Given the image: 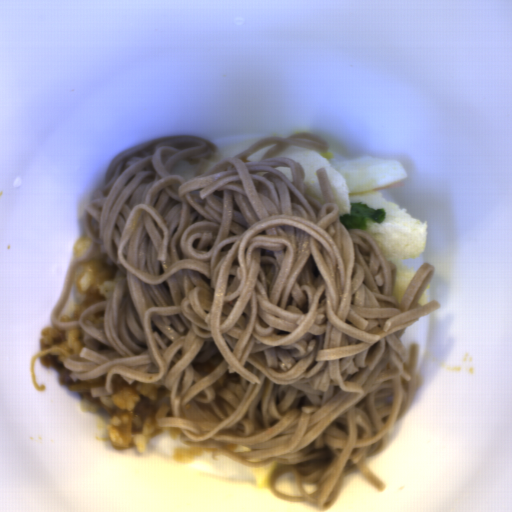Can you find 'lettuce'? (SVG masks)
I'll return each instance as SVG.
<instances>
[{
  "instance_id": "lettuce-1",
  "label": "lettuce",
  "mask_w": 512,
  "mask_h": 512,
  "mask_svg": "<svg viewBox=\"0 0 512 512\" xmlns=\"http://www.w3.org/2000/svg\"><path fill=\"white\" fill-rule=\"evenodd\" d=\"M387 216L385 208H372L363 201L350 202L349 213L339 216V220L347 229L365 230L367 222L381 224Z\"/></svg>"
}]
</instances>
